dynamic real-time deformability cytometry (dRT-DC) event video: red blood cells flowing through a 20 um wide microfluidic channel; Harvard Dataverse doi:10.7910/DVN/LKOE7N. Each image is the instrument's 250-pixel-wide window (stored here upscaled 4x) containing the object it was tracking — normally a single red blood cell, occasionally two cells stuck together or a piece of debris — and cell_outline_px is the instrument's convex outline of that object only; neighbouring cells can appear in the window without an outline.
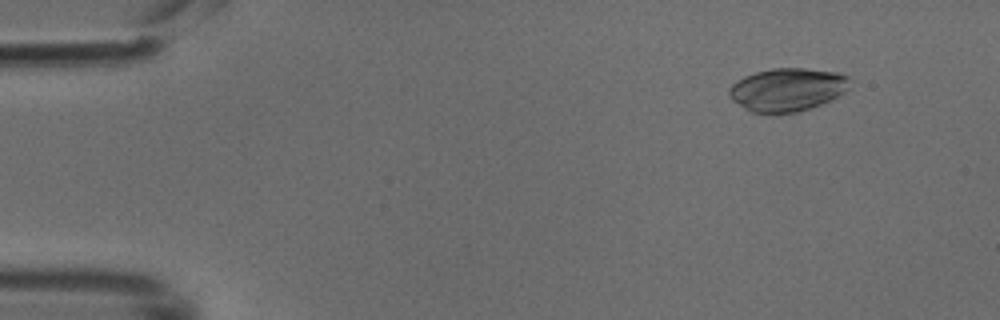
{"species": "common noctule bat (a hibernating species)", "species_latin": "Nyctalus noctula", "temperature_condition": "cold", "stored_images_in_passage": 49, "camera_frame_rate_fps": 3000, "um_per_image_px": 0.085, "animal": {"sex": "male", "body_mass_g": 18.8}, "frame": {"image": 1, "passage_image": 5, "time_ms": 1.333, "image_size_px": [1000, 320], "cell_outline_px": [[848, 76], [844, 92], [812, 108], [796, 112], [752, 112], [732, 100], [728, 96], [728, 88], [736, 80], [744, 76], [756, 72], [772, 68], [804, 68], [836, 72]], "centroid_in_image_um": [66.85, 7.6], "position_along_channel_um": 18.1, "area_um2": 29.82}}
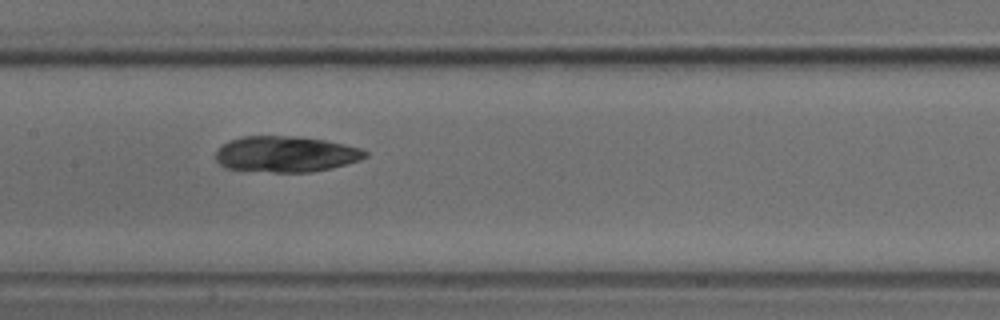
{"frame": {"image": 2, "passage_image": 24, "time_ms": 7.667, "image_size_px": [1000, 320], "cell_outline_px": [[368, 156], [360, 160], [312, 172], [272, 172], [224, 168], [216, 160], [216, 152], [228, 140], [244, 136], [296, 136], [324, 140], [344, 144], [360, 148], [368, 152]], "centroid_in_image_um": [24.28, 13.1], "position_along_channel_um": 183.1, "area_um2": 31.15}}
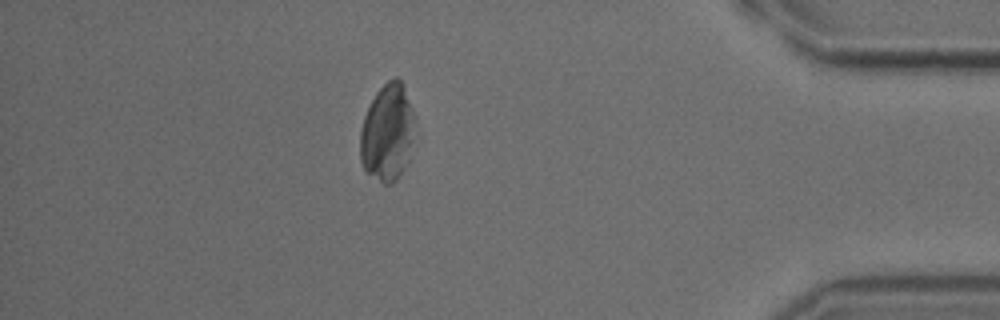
{"frame": {"image": 3, "passage_image": 43, "time_ms": 14.0, "image_size_px": [1000, 320], "cell_outline_px": [[412, 116], [408, 160], [404, 168], [396, 180], [392, 184], [384, 184], [368, 172], [364, 168], [360, 160], [360, 132], [364, 116], [376, 92], [392, 76], [396, 76], [400, 80], [404, 88], [412, 108]], "centroid_in_image_um": [32.88, 11.26], "position_along_channel_um": 402.3, "area_um2": 30.06}}